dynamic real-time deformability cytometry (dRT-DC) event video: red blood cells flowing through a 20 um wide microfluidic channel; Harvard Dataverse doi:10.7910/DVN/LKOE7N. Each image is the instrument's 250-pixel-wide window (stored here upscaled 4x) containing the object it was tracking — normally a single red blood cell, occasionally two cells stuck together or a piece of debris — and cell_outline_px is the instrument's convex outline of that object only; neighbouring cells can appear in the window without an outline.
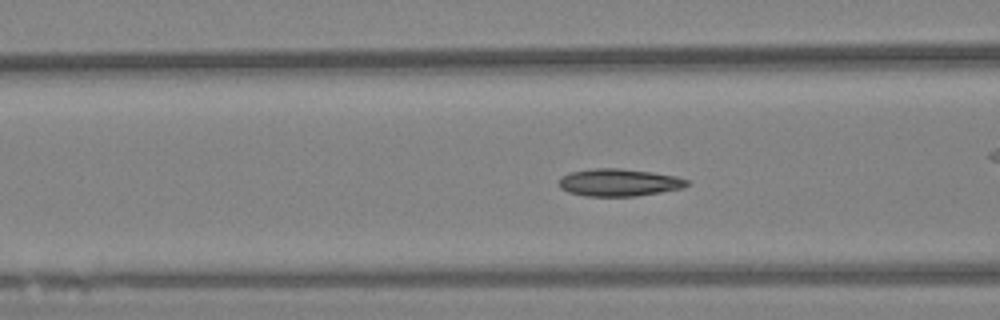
{"species": "Egyptian fruit bat (a non-hibernating species)", "species_latin": "Rousettus aegyptiacus", "temperature_condition": "warm", "stored_images_in_passage": 63, "camera_frame_rate_fps": 3000, "um_per_image_px": 0.085, "animal": {"sex": "female"}, "frame": {"image": 1, "passage_image": 23, "time_ms": 7.333, "image_size_px": [1000, 320], "cell_outline_px": [[692, 184], [684, 188], [636, 196], [584, 196], [568, 192], [560, 188], [560, 180], [568, 172], [592, 168], [620, 168], [652, 172], [676, 176], [688, 180]], "centroid_in_image_um": [52.64, 15.51], "position_along_channel_um": 114.0, "area_um2": 20.58}}
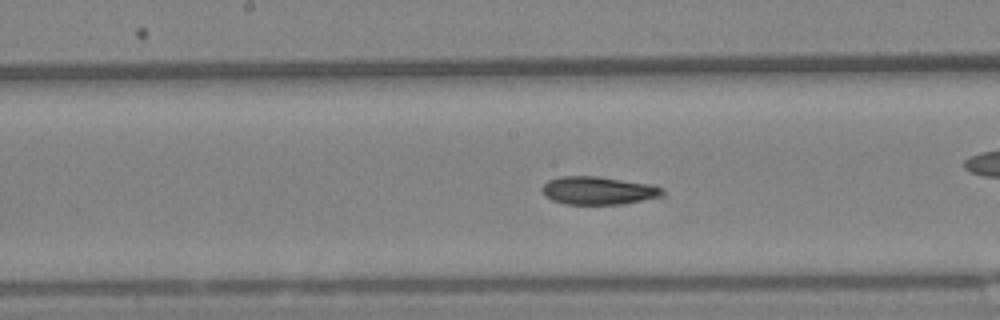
{"frame": {"image": 2, "passage_image": 31, "time_ms": 10.0, "image_size_px": [1000, 320], "cell_outline_px": [[664, 196], [624, 204], [564, 204], [552, 200], [544, 196], [544, 184], [548, 180], [560, 176], [596, 176], [652, 184], [664, 188]], "centroid_in_image_um": [50.9, 16.2], "position_along_channel_um": 197.3, "area_um2": 19.77}}
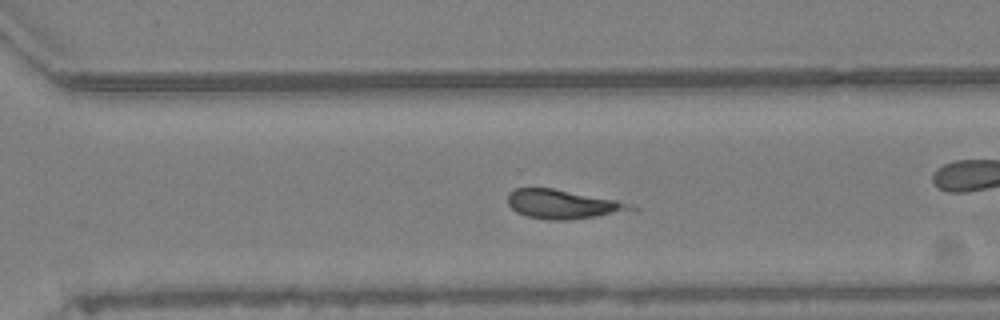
{"frame": {"image": 3, "passage_image": 43, "time_ms": 14.0, "image_size_px": [1000, 320], "cell_outline_px": [[640, 208], [596, 216], [568, 220], [548, 220], [528, 216], [516, 212], [508, 204], [508, 192], [516, 188], [552, 188], [616, 200], [632, 204]], "centroid_in_image_um": [47.79, 17.35], "position_along_channel_um": 322.8, "area_um2": 20.52}, "authors_computed_cell_mechanics": {"area_um2": 20.0566, "velocity_mm_per_s": 3.1381, "shape_relaxation_time_tau1_ms": 2.6357, "shape_relaxation_time_tau2_ms": null, "deformation_change_tau1": 0.0717, "deformation_change_tau2": null}}